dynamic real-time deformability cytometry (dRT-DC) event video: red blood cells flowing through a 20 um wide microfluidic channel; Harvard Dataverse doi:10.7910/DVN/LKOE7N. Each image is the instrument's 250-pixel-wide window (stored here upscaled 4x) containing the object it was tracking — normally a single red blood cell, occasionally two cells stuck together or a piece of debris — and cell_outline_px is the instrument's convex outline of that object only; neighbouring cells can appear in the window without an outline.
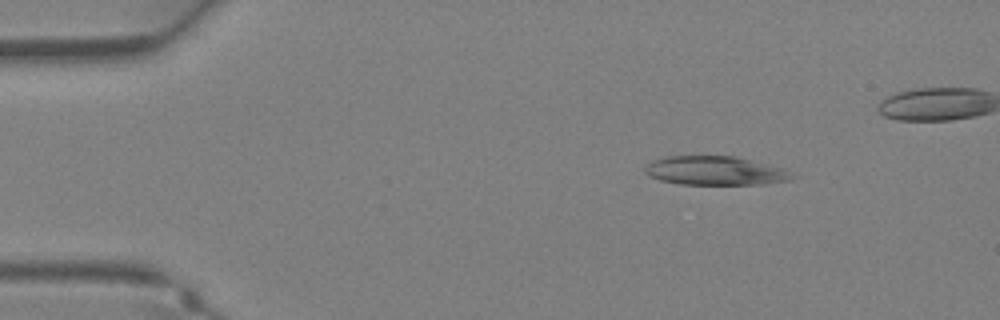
{"species": "Egyptian fruit bat (a non-hibernating species)", "species_latin": "Rousettus aegyptiacus", "temperature_condition": "warm", "stored_images_in_passage": 29, "camera_frame_rate_fps": 3000, "um_per_image_px": 0.085, "animal": {"sex": "female"}, "frame": {"image": 1, "passage_image": 1, "time_ms": 0.0, "image_size_px": [1000, 320], "cell_outline_px": [[800, 176], [788, 180], [760, 184], [680, 184], [660, 180], [648, 176], [644, 172], [644, 168], [652, 160], [664, 156], [736, 156], [784, 168]], "centroid_in_image_um": [60.8, 14.5], "position_along_channel_um": 24.2, "area_um2": 24.97}}
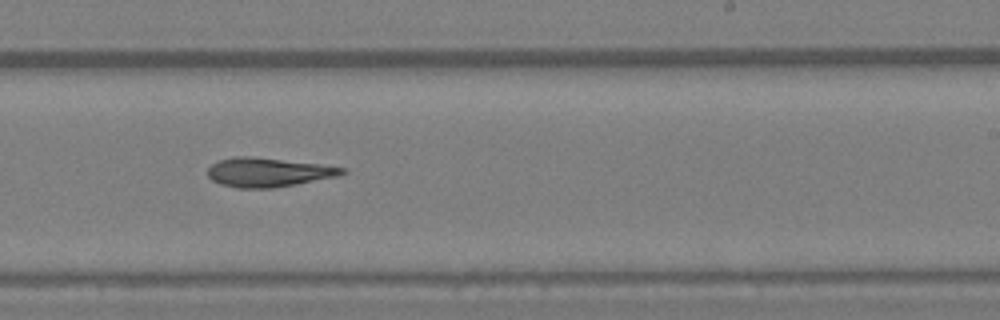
{"frame": {"image": 2, "passage_image": 18, "time_ms": 5.667, "image_size_px": [1000, 320], "cell_outline_px": [[348, 172], [336, 176], [296, 184], [272, 188], [236, 188], [220, 184], [212, 180], [208, 176], [208, 168], [212, 164], [220, 160], [236, 156], [248, 156], [316, 164], [344, 168]], "centroid_in_image_um": [22.74, 14.65], "position_along_channel_um": 266.3, "area_um2": 22.37}}
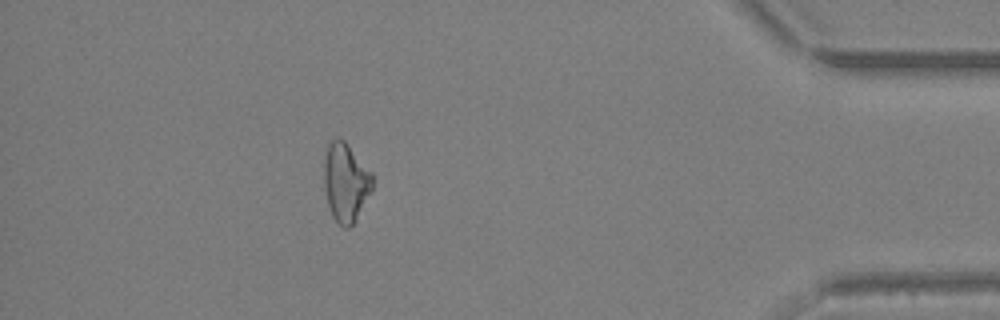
{"frame": {"image": 3, "passage_image": 28, "time_ms": 9.0, "image_size_px": [1000, 320], "cell_outline_px": [[372, 188], [356, 220], [348, 228], [344, 228], [332, 216], [328, 208], [324, 188], [324, 160], [328, 144], [336, 136], [344, 140], [348, 144], [372, 172]], "centroid_in_image_um": [29.36, 15.48], "position_along_channel_um": 405.8, "area_um2": 22.25}}